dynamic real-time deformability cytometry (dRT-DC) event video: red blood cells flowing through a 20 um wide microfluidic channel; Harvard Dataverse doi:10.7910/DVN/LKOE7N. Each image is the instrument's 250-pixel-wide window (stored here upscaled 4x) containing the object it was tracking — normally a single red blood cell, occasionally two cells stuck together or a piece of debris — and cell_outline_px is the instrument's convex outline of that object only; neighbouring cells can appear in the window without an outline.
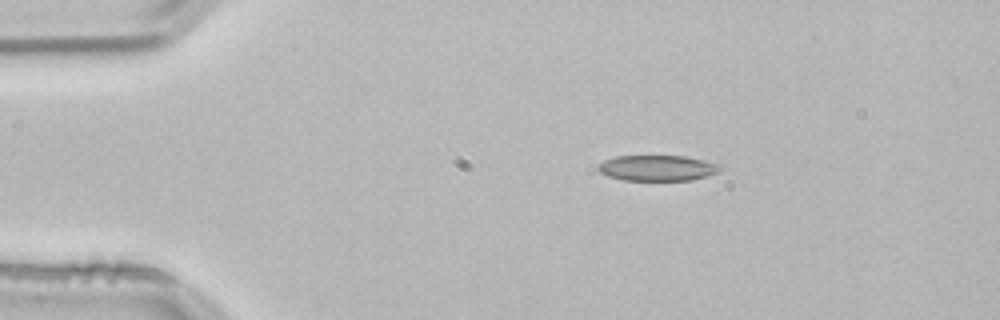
{"species": "common noctule bat (a hibernating species)", "species_latin": "Nyctalus noctula", "temperature_condition": "room temperature", "stored_images_in_passage": 2, "camera_frame_rate_fps": 3000, "um_per_image_px": 0.085, "animal": {"sex": "male", "body_mass_g": 21.5, "forearm_length_mm": 52.0}, "frame": {"image": 1, "passage_image": 1, "time_ms": 0.0, "image_size_px": [1000, 320], "cell_outline_px": [[724, 168], [716, 172], [692, 180], [624, 180], [608, 176], [600, 172], [596, 168], [596, 164], [604, 160], [616, 156], [684, 156], [724, 164]], "centroid_in_image_um": [55.88, 14.27], "position_along_channel_um": 29.1, "area_um2": 18.38}}